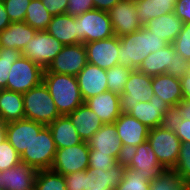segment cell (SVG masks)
I'll return each instance as SVG.
<instances>
[{"label": "cell", "mask_w": 190, "mask_h": 190, "mask_svg": "<svg viewBox=\"0 0 190 190\" xmlns=\"http://www.w3.org/2000/svg\"><path fill=\"white\" fill-rule=\"evenodd\" d=\"M44 127L45 125L28 119L10 121L6 123V139L21 155Z\"/></svg>", "instance_id": "obj_19"}, {"label": "cell", "mask_w": 190, "mask_h": 190, "mask_svg": "<svg viewBox=\"0 0 190 190\" xmlns=\"http://www.w3.org/2000/svg\"><path fill=\"white\" fill-rule=\"evenodd\" d=\"M0 190H1V171H0Z\"/></svg>", "instance_id": "obj_54"}, {"label": "cell", "mask_w": 190, "mask_h": 190, "mask_svg": "<svg viewBox=\"0 0 190 190\" xmlns=\"http://www.w3.org/2000/svg\"><path fill=\"white\" fill-rule=\"evenodd\" d=\"M22 56V52L13 48H0V88L7 89V81L12 64Z\"/></svg>", "instance_id": "obj_36"}, {"label": "cell", "mask_w": 190, "mask_h": 190, "mask_svg": "<svg viewBox=\"0 0 190 190\" xmlns=\"http://www.w3.org/2000/svg\"><path fill=\"white\" fill-rule=\"evenodd\" d=\"M89 151L86 141L72 147L56 149L51 170L63 176L80 170H88Z\"/></svg>", "instance_id": "obj_11"}, {"label": "cell", "mask_w": 190, "mask_h": 190, "mask_svg": "<svg viewBox=\"0 0 190 190\" xmlns=\"http://www.w3.org/2000/svg\"><path fill=\"white\" fill-rule=\"evenodd\" d=\"M64 45L47 31H37L22 51V56L46 69Z\"/></svg>", "instance_id": "obj_9"}, {"label": "cell", "mask_w": 190, "mask_h": 190, "mask_svg": "<svg viewBox=\"0 0 190 190\" xmlns=\"http://www.w3.org/2000/svg\"><path fill=\"white\" fill-rule=\"evenodd\" d=\"M46 31L63 45L77 44L76 16L66 13L53 16Z\"/></svg>", "instance_id": "obj_26"}, {"label": "cell", "mask_w": 190, "mask_h": 190, "mask_svg": "<svg viewBox=\"0 0 190 190\" xmlns=\"http://www.w3.org/2000/svg\"><path fill=\"white\" fill-rule=\"evenodd\" d=\"M47 11L53 16L65 14L68 0H41Z\"/></svg>", "instance_id": "obj_47"}, {"label": "cell", "mask_w": 190, "mask_h": 190, "mask_svg": "<svg viewBox=\"0 0 190 190\" xmlns=\"http://www.w3.org/2000/svg\"><path fill=\"white\" fill-rule=\"evenodd\" d=\"M117 161L110 155L103 153H96L94 150L90 149L89 151V163L88 168L102 169L107 171L112 165Z\"/></svg>", "instance_id": "obj_43"}, {"label": "cell", "mask_w": 190, "mask_h": 190, "mask_svg": "<svg viewBox=\"0 0 190 190\" xmlns=\"http://www.w3.org/2000/svg\"><path fill=\"white\" fill-rule=\"evenodd\" d=\"M43 82L49 89L60 115L72 113L84 103L75 76L43 72Z\"/></svg>", "instance_id": "obj_2"}, {"label": "cell", "mask_w": 190, "mask_h": 190, "mask_svg": "<svg viewBox=\"0 0 190 190\" xmlns=\"http://www.w3.org/2000/svg\"><path fill=\"white\" fill-rule=\"evenodd\" d=\"M132 71V69L119 64L106 70L108 91L118 95L122 94Z\"/></svg>", "instance_id": "obj_34"}, {"label": "cell", "mask_w": 190, "mask_h": 190, "mask_svg": "<svg viewBox=\"0 0 190 190\" xmlns=\"http://www.w3.org/2000/svg\"><path fill=\"white\" fill-rule=\"evenodd\" d=\"M85 171L86 170H80L64 176L67 190H84Z\"/></svg>", "instance_id": "obj_46"}, {"label": "cell", "mask_w": 190, "mask_h": 190, "mask_svg": "<svg viewBox=\"0 0 190 190\" xmlns=\"http://www.w3.org/2000/svg\"><path fill=\"white\" fill-rule=\"evenodd\" d=\"M148 144L165 170H172L177 163L182 142L169 123L149 130Z\"/></svg>", "instance_id": "obj_4"}, {"label": "cell", "mask_w": 190, "mask_h": 190, "mask_svg": "<svg viewBox=\"0 0 190 190\" xmlns=\"http://www.w3.org/2000/svg\"><path fill=\"white\" fill-rule=\"evenodd\" d=\"M172 115L175 118L190 120V100L182 99L173 109Z\"/></svg>", "instance_id": "obj_49"}, {"label": "cell", "mask_w": 190, "mask_h": 190, "mask_svg": "<svg viewBox=\"0 0 190 190\" xmlns=\"http://www.w3.org/2000/svg\"><path fill=\"white\" fill-rule=\"evenodd\" d=\"M121 0H93L95 9L109 12Z\"/></svg>", "instance_id": "obj_50"}, {"label": "cell", "mask_w": 190, "mask_h": 190, "mask_svg": "<svg viewBox=\"0 0 190 190\" xmlns=\"http://www.w3.org/2000/svg\"><path fill=\"white\" fill-rule=\"evenodd\" d=\"M92 9H95L93 0H68L66 14L78 16Z\"/></svg>", "instance_id": "obj_45"}, {"label": "cell", "mask_w": 190, "mask_h": 190, "mask_svg": "<svg viewBox=\"0 0 190 190\" xmlns=\"http://www.w3.org/2000/svg\"><path fill=\"white\" fill-rule=\"evenodd\" d=\"M89 149L96 153L112 156L116 161H124L126 151L122 141L117 135L115 123L103 124V126L87 141Z\"/></svg>", "instance_id": "obj_14"}, {"label": "cell", "mask_w": 190, "mask_h": 190, "mask_svg": "<svg viewBox=\"0 0 190 190\" xmlns=\"http://www.w3.org/2000/svg\"><path fill=\"white\" fill-rule=\"evenodd\" d=\"M48 127L51 131L56 149L72 147L83 141L67 115H60Z\"/></svg>", "instance_id": "obj_27"}, {"label": "cell", "mask_w": 190, "mask_h": 190, "mask_svg": "<svg viewBox=\"0 0 190 190\" xmlns=\"http://www.w3.org/2000/svg\"><path fill=\"white\" fill-rule=\"evenodd\" d=\"M114 123L126 152L147 141L150 128L128 113H121Z\"/></svg>", "instance_id": "obj_18"}, {"label": "cell", "mask_w": 190, "mask_h": 190, "mask_svg": "<svg viewBox=\"0 0 190 190\" xmlns=\"http://www.w3.org/2000/svg\"><path fill=\"white\" fill-rule=\"evenodd\" d=\"M150 190H189V185L183 183L172 170H165L150 183Z\"/></svg>", "instance_id": "obj_35"}, {"label": "cell", "mask_w": 190, "mask_h": 190, "mask_svg": "<svg viewBox=\"0 0 190 190\" xmlns=\"http://www.w3.org/2000/svg\"><path fill=\"white\" fill-rule=\"evenodd\" d=\"M56 154V146L48 126L35 135L30 146L20 155L21 161L26 162L36 170L51 169Z\"/></svg>", "instance_id": "obj_6"}, {"label": "cell", "mask_w": 190, "mask_h": 190, "mask_svg": "<svg viewBox=\"0 0 190 190\" xmlns=\"http://www.w3.org/2000/svg\"><path fill=\"white\" fill-rule=\"evenodd\" d=\"M183 99L190 100V72L180 78Z\"/></svg>", "instance_id": "obj_51"}, {"label": "cell", "mask_w": 190, "mask_h": 190, "mask_svg": "<svg viewBox=\"0 0 190 190\" xmlns=\"http://www.w3.org/2000/svg\"><path fill=\"white\" fill-rule=\"evenodd\" d=\"M52 17L53 15L47 11L41 0H31L24 22L37 31H46Z\"/></svg>", "instance_id": "obj_32"}, {"label": "cell", "mask_w": 190, "mask_h": 190, "mask_svg": "<svg viewBox=\"0 0 190 190\" xmlns=\"http://www.w3.org/2000/svg\"><path fill=\"white\" fill-rule=\"evenodd\" d=\"M172 171L183 183L190 185V143H182L177 163Z\"/></svg>", "instance_id": "obj_37"}, {"label": "cell", "mask_w": 190, "mask_h": 190, "mask_svg": "<svg viewBox=\"0 0 190 190\" xmlns=\"http://www.w3.org/2000/svg\"><path fill=\"white\" fill-rule=\"evenodd\" d=\"M138 21L145 26L151 19L174 12L176 0H137Z\"/></svg>", "instance_id": "obj_31"}, {"label": "cell", "mask_w": 190, "mask_h": 190, "mask_svg": "<svg viewBox=\"0 0 190 190\" xmlns=\"http://www.w3.org/2000/svg\"><path fill=\"white\" fill-rule=\"evenodd\" d=\"M190 72V62L184 59L179 53L174 52L173 62L169 65L166 74L181 78Z\"/></svg>", "instance_id": "obj_44"}, {"label": "cell", "mask_w": 190, "mask_h": 190, "mask_svg": "<svg viewBox=\"0 0 190 190\" xmlns=\"http://www.w3.org/2000/svg\"><path fill=\"white\" fill-rule=\"evenodd\" d=\"M124 162L134 174H141L150 183L165 171L147 141L127 151Z\"/></svg>", "instance_id": "obj_7"}, {"label": "cell", "mask_w": 190, "mask_h": 190, "mask_svg": "<svg viewBox=\"0 0 190 190\" xmlns=\"http://www.w3.org/2000/svg\"><path fill=\"white\" fill-rule=\"evenodd\" d=\"M37 170L26 162L1 171V190H34Z\"/></svg>", "instance_id": "obj_21"}, {"label": "cell", "mask_w": 190, "mask_h": 190, "mask_svg": "<svg viewBox=\"0 0 190 190\" xmlns=\"http://www.w3.org/2000/svg\"><path fill=\"white\" fill-rule=\"evenodd\" d=\"M21 161L20 154L6 139L0 144V171L10 169Z\"/></svg>", "instance_id": "obj_39"}, {"label": "cell", "mask_w": 190, "mask_h": 190, "mask_svg": "<svg viewBox=\"0 0 190 190\" xmlns=\"http://www.w3.org/2000/svg\"><path fill=\"white\" fill-rule=\"evenodd\" d=\"M76 25L77 44L103 40L115 35L108 12L98 9L76 16Z\"/></svg>", "instance_id": "obj_5"}, {"label": "cell", "mask_w": 190, "mask_h": 190, "mask_svg": "<svg viewBox=\"0 0 190 190\" xmlns=\"http://www.w3.org/2000/svg\"><path fill=\"white\" fill-rule=\"evenodd\" d=\"M184 22L174 12L151 19L145 27L151 33L172 44L183 29Z\"/></svg>", "instance_id": "obj_28"}, {"label": "cell", "mask_w": 190, "mask_h": 190, "mask_svg": "<svg viewBox=\"0 0 190 190\" xmlns=\"http://www.w3.org/2000/svg\"><path fill=\"white\" fill-rule=\"evenodd\" d=\"M174 52L173 45L168 44L164 48L150 53L137 70L150 76L165 74L173 62Z\"/></svg>", "instance_id": "obj_29"}, {"label": "cell", "mask_w": 190, "mask_h": 190, "mask_svg": "<svg viewBox=\"0 0 190 190\" xmlns=\"http://www.w3.org/2000/svg\"><path fill=\"white\" fill-rule=\"evenodd\" d=\"M84 102L100 93L108 91L106 70L87 63L76 76Z\"/></svg>", "instance_id": "obj_20"}, {"label": "cell", "mask_w": 190, "mask_h": 190, "mask_svg": "<svg viewBox=\"0 0 190 190\" xmlns=\"http://www.w3.org/2000/svg\"><path fill=\"white\" fill-rule=\"evenodd\" d=\"M24 119L23 94L2 89L0 94V120L4 123Z\"/></svg>", "instance_id": "obj_30"}, {"label": "cell", "mask_w": 190, "mask_h": 190, "mask_svg": "<svg viewBox=\"0 0 190 190\" xmlns=\"http://www.w3.org/2000/svg\"><path fill=\"white\" fill-rule=\"evenodd\" d=\"M108 14L114 34L119 38L136 32L142 27L138 21L135 1L121 0Z\"/></svg>", "instance_id": "obj_16"}, {"label": "cell", "mask_w": 190, "mask_h": 190, "mask_svg": "<svg viewBox=\"0 0 190 190\" xmlns=\"http://www.w3.org/2000/svg\"><path fill=\"white\" fill-rule=\"evenodd\" d=\"M67 116L79 137L86 142L103 126V122L85 102Z\"/></svg>", "instance_id": "obj_23"}, {"label": "cell", "mask_w": 190, "mask_h": 190, "mask_svg": "<svg viewBox=\"0 0 190 190\" xmlns=\"http://www.w3.org/2000/svg\"><path fill=\"white\" fill-rule=\"evenodd\" d=\"M115 190H150V182L141 174H134L127 168L124 178Z\"/></svg>", "instance_id": "obj_38"}, {"label": "cell", "mask_w": 190, "mask_h": 190, "mask_svg": "<svg viewBox=\"0 0 190 190\" xmlns=\"http://www.w3.org/2000/svg\"><path fill=\"white\" fill-rule=\"evenodd\" d=\"M151 83L152 76L133 70L119 95L121 113H128L138 102H149L154 96Z\"/></svg>", "instance_id": "obj_10"}, {"label": "cell", "mask_w": 190, "mask_h": 190, "mask_svg": "<svg viewBox=\"0 0 190 190\" xmlns=\"http://www.w3.org/2000/svg\"><path fill=\"white\" fill-rule=\"evenodd\" d=\"M128 114L151 129L168 123L172 108L154 94L149 102L135 104Z\"/></svg>", "instance_id": "obj_13"}, {"label": "cell", "mask_w": 190, "mask_h": 190, "mask_svg": "<svg viewBox=\"0 0 190 190\" xmlns=\"http://www.w3.org/2000/svg\"><path fill=\"white\" fill-rule=\"evenodd\" d=\"M37 30L25 22H12L0 32V46L24 50Z\"/></svg>", "instance_id": "obj_25"}, {"label": "cell", "mask_w": 190, "mask_h": 190, "mask_svg": "<svg viewBox=\"0 0 190 190\" xmlns=\"http://www.w3.org/2000/svg\"><path fill=\"white\" fill-rule=\"evenodd\" d=\"M172 45L175 52L190 62V24H184L183 29Z\"/></svg>", "instance_id": "obj_41"}, {"label": "cell", "mask_w": 190, "mask_h": 190, "mask_svg": "<svg viewBox=\"0 0 190 190\" xmlns=\"http://www.w3.org/2000/svg\"><path fill=\"white\" fill-rule=\"evenodd\" d=\"M151 87L154 94L169 105L172 109L183 99L180 78L160 74L152 76Z\"/></svg>", "instance_id": "obj_24"}, {"label": "cell", "mask_w": 190, "mask_h": 190, "mask_svg": "<svg viewBox=\"0 0 190 190\" xmlns=\"http://www.w3.org/2000/svg\"><path fill=\"white\" fill-rule=\"evenodd\" d=\"M34 190H67L64 176L51 169L37 170Z\"/></svg>", "instance_id": "obj_33"}, {"label": "cell", "mask_w": 190, "mask_h": 190, "mask_svg": "<svg viewBox=\"0 0 190 190\" xmlns=\"http://www.w3.org/2000/svg\"><path fill=\"white\" fill-rule=\"evenodd\" d=\"M127 170L124 161H117L107 171L88 168L85 171L84 190H115Z\"/></svg>", "instance_id": "obj_17"}, {"label": "cell", "mask_w": 190, "mask_h": 190, "mask_svg": "<svg viewBox=\"0 0 190 190\" xmlns=\"http://www.w3.org/2000/svg\"><path fill=\"white\" fill-rule=\"evenodd\" d=\"M87 63V53L83 43L64 45L44 72H55L76 77Z\"/></svg>", "instance_id": "obj_12"}, {"label": "cell", "mask_w": 190, "mask_h": 190, "mask_svg": "<svg viewBox=\"0 0 190 190\" xmlns=\"http://www.w3.org/2000/svg\"><path fill=\"white\" fill-rule=\"evenodd\" d=\"M23 99L24 119L48 126L60 116L49 89L43 81L23 93Z\"/></svg>", "instance_id": "obj_3"}, {"label": "cell", "mask_w": 190, "mask_h": 190, "mask_svg": "<svg viewBox=\"0 0 190 190\" xmlns=\"http://www.w3.org/2000/svg\"><path fill=\"white\" fill-rule=\"evenodd\" d=\"M103 124L114 123L121 115L119 95L106 91L85 101Z\"/></svg>", "instance_id": "obj_22"}, {"label": "cell", "mask_w": 190, "mask_h": 190, "mask_svg": "<svg viewBox=\"0 0 190 190\" xmlns=\"http://www.w3.org/2000/svg\"><path fill=\"white\" fill-rule=\"evenodd\" d=\"M11 23L3 1H0V32Z\"/></svg>", "instance_id": "obj_52"}, {"label": "cell", "mask_w": 190, "mask_h": 190, "mask_svg": "<svg viewBox=\"0 0 190 190\" xmlns=\"http://www.w3.org/2000/svg\"><path fill=\"white\" fill-rule=\"evenodd\" d=\"M174 13L184 24H190V0H176Z\"/></svg>", "instance_id": "obj_48"}, {"label": "cell", "mask_w": 190, "mask_h": 190, "mask_svg": "<svg viewBox=\"0 0 190 190\" xmlns=\"http://www.w3.org/2000/svg\"><path fill=\"white\" fill-rule=\"evenodd\" d=\"M6 140V123L0 120V144Z\"/></svg>", "instance_id": "obj_53"}, {"label": "cell", "mask_w": 190, "mask_h": 190, "mask_svg": "<svg viewBox=\"0 0 190 190\" xmlns=\"http://www.w3.org/2000/svg\"><path fill=\"white\" fill-rule=\"evenodd\" d=\"M31 0H3L8 17L12 22H24Z\"/></svg>", "instance_id": "obj_40"}, {"label": "cell", "mask_w": 190, "mask_h": 190, "mask_svg": "<svg viewBox=\"0 0 190 190\" xmlns=\"http://www.w3.org/2000/svg\"><path fill=\"white\" fill-rule=\"evenodd\" d=\"M43 72L44 69L39 65L33 63L29 58L21 56L12 64L7 90L23 94L43 81Z\"/></svg>", "instance_id": "obj_8"}, {"label": "cell", "mask_w": 190, "mask_h": 190, "mask_svg": "<svg viewBox=\"0 0 190 190\" xmlns=\"http://www.w3.org/2000/svg\"><path fill=\"white\" fill-rule=\"evenodd\" d=\"M84 45L88 63L105 70L119 64V37L116 35L111 38L92 41Z\"/></svg>", "instance_id": "obj_15"}, {"label": "cell", "mask_w": 190, "mask_h": 190, "mask_svg": "<svg viewBox=\"0 0 190 190\" xmlns=\"http://www.w3.org/2000/svg\"><path fill=\"white\" fill-rule=\"evenodd\" d=\"M167 45L168 43L164 39L142 26L138 31L119 38V65L137 70L150 53Z\"/></svg>", "instance_id": "obj_1"}, {"label": "cell", "mask_w": 190, "mask_h": 190, "mask_svg": "<svg viewBox=\"0 0 190 190\" xmlns=\"http://www.w3.org/2000/svg\"><path fill=\"white\" fill-rule=\"evenodd\" d=\"M168 123L182 143H190V120L175 118L172 115Z\"/></svg>", "instance_id": "obj_42"}]
</instances>
